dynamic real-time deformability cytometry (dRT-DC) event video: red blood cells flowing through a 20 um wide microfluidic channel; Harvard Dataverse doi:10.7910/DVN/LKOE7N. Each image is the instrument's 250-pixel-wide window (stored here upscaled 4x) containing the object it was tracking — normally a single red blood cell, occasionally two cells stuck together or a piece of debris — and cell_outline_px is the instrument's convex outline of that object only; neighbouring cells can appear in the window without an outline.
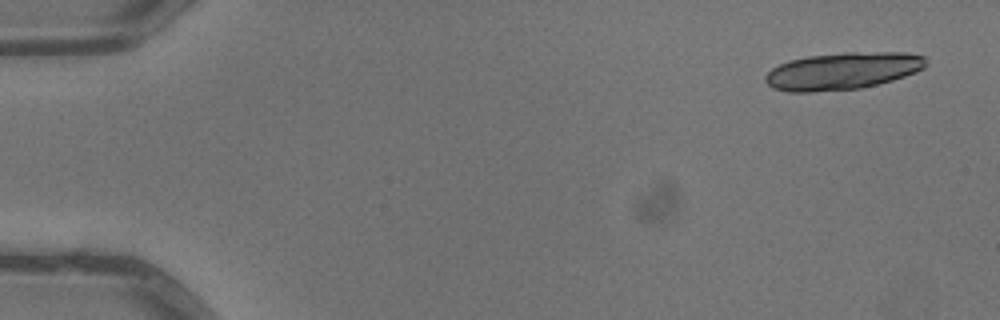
{"species": "common noctule bat (a hibernating species)", "species_latin": "Nyctalus noctula", "temperature_condition": "warm", "stored_images_in_passage": 6, "camera_frame_rate_fps": 3000, "um_per_image_px": 0.085, "animal": {"sex": "male", "body_mass_g": 13.3}, "frame": {"image": 1, "passage_image": 1, "time_ms": 0.0, "image_size_px": [1000, 320], "cell_outline_px": [[928, 64], [924, 68], [916, 72], [892, 80], [860, 88], [812, 92], [788, 92], [772, 88], [764, 80], [764, 76], [772, 68], [788, 60], [808, 56], [844, 52], [904, 52], [924, 56], [928, 60]], "centroid_in_image_um": [71.62, 6.02], "position_along_channel_um": 13.4, "area_um2": 34.97}}
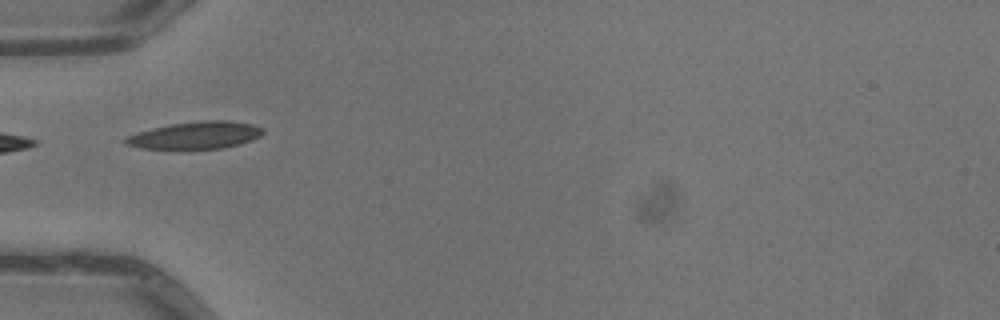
{"frame": {"image": 2, "passage_image": 5, "time_ms": 1.333, "image_size_px": [1000, 320], "cell_outline_px": [[264, 132], [260, 136], [252, 140], [240, 144], [224, 148], [188, 152], [172, 152], [140, 148], [124, 144], [124, 140], [128, 136], [136, 132], [152, 128], [172, 124], [200, 120], [228, 120], [252, 124], [264, 128]], "centroid_in_image_um": [16.57, 11.56], "position_along_channel_um": 68.4, "area_um2": 23.18}}
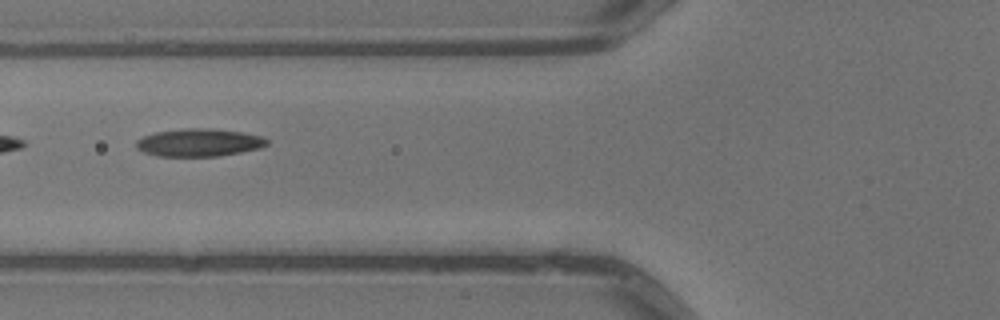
{"frame": {"image": 3, "passage_image": 6, "time_ms": 1.667, "image_size_px": [1000, 320], "cell_outline_px": [[268, 144], [260, 148], [220, 156], [156, 156], [144, 152], [136, 148], [136, 140], [144, 136], [156, 132], [184, 128], [212, 128], [240, 132], [260, 136], [268, 140]], "centroid_in_image_um": [16.89, 12.12], "position_along_channel_um": 108.9, "area_um2": 21.1}}